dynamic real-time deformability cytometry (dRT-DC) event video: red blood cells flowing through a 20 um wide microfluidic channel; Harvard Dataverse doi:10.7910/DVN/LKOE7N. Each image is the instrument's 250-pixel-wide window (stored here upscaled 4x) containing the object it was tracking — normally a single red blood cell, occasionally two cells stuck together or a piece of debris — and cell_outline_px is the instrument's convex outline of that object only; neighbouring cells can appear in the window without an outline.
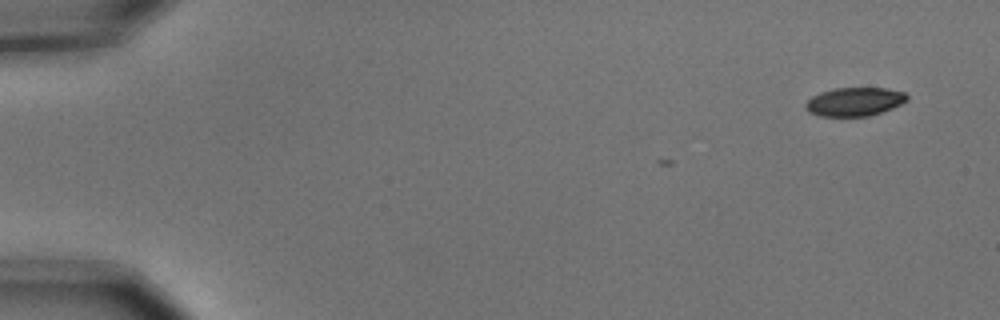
{"species": "common noctule bat (a hibernating species)", "species_latin": "Nyctalus noctula", "temperature_condition": "cold", "stored_images_in_passage": 2, "camera_frame_rate_fps": 3000, "um_per_image_px": 0.085, "animal": {"sex": "male", "body_mass_g": 15.6}, "frame": {"image": 1, "passage_image": 2, "time_ms": 0.333, "image_size_px": [1000, 320], "cell_outline_px": [[908, 100], [892, 108], [868, 116], [820, 116], [808, 112], [804, 108], [804, 104], [812, 96], [820, 92], [832, 88], [888, 88], [904, 92], [908, 96]], "centroid_in_image_um": [72.61, 8.64], "position_along_channel_um": 12.4, "area_um2": 16.99}}